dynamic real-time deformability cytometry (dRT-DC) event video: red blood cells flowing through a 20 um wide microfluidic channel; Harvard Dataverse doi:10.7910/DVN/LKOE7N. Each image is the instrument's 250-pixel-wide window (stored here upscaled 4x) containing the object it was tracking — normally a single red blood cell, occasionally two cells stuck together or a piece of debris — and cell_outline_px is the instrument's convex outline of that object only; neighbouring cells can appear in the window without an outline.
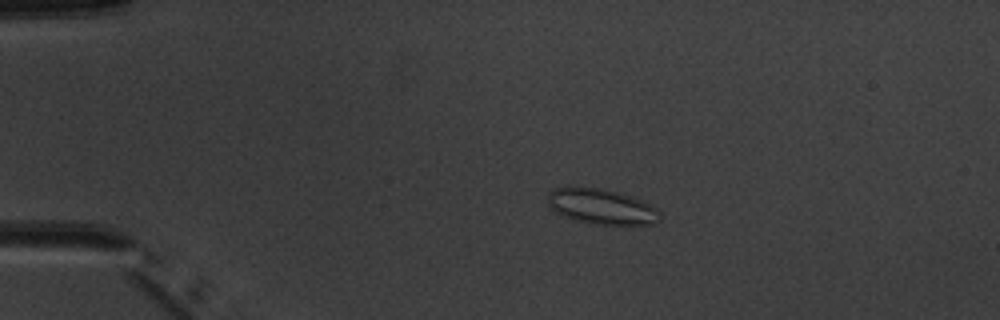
{"species": "common noctule bat (a hibernating species)", "species_latin": "Nyctalus noctula", "temperature_condition": "warm", "stored_images_in_passage": 5, "camera_frame_rate_fps": 3000, "um_per_image_px": 0.085, "animal": {"sex": "male", "body_mass_g": 20.1, "forearm_length_mm": 53.5}, "frame": {"image": 1, "passage_image": 2, "time_ms": 1.333, "image_size_px": [1000, 320], "cell_outline_px": [[660, 220], [656, 224], [592, 224], [576, 220], [556, 212], [548, 204], [548, 192], [552, 188], [568, 184], [600, 188], [620, 192], [632, 196], [656, 208], [660, 212]], "centroid_in_image_um": [51.08, 17.51], "position_along_channel_um": 33.9, "area_um2": 23.52}}
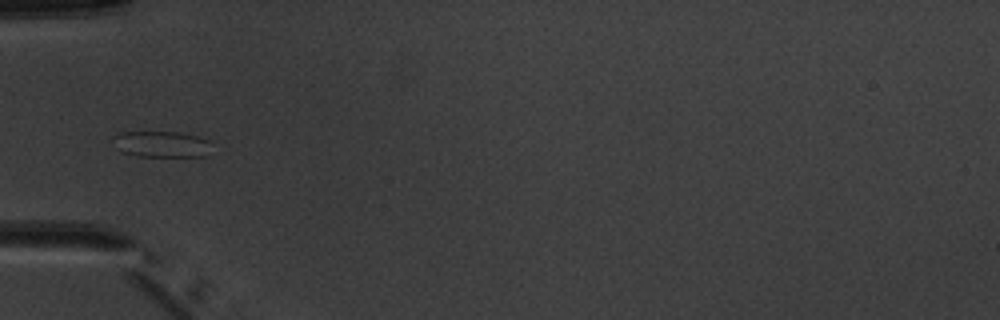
{"frame": {"image": 2, "passage_image": 4, "time_ms": 3.667, "image_size_px": [1000, 320], "cell_outline_px": [[208, 156], [136, 156], [120, 152], [116, 148], [112, 136], [120, 132], [180, 132], [196, 136], [208, 140]], "centroid_in_image_um": [13.66, 12.25], "position_along_channel_um": 71.3, "area_um2": 14.97}}
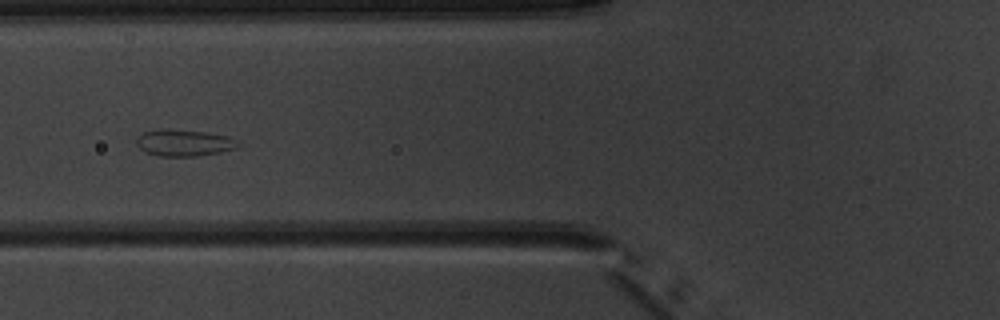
{"frame": {"image": 3, "passage_image": 5, "time_ms": 4.667, "image_size_px": [1000, 320], "cell_outline_px": [[240, 148], [220, 152], [196, 156], [160, 156], [144, 152], [136, 144], [136, 140], [144, 132], [160, 128], [168, 128], [204, 132], [228, 136], [236, 140], [240, 144]], "centroid_in_image_um": [15.65, 12.13], "position_along_channel_um": 110.1, "area_um2": 15.9}}